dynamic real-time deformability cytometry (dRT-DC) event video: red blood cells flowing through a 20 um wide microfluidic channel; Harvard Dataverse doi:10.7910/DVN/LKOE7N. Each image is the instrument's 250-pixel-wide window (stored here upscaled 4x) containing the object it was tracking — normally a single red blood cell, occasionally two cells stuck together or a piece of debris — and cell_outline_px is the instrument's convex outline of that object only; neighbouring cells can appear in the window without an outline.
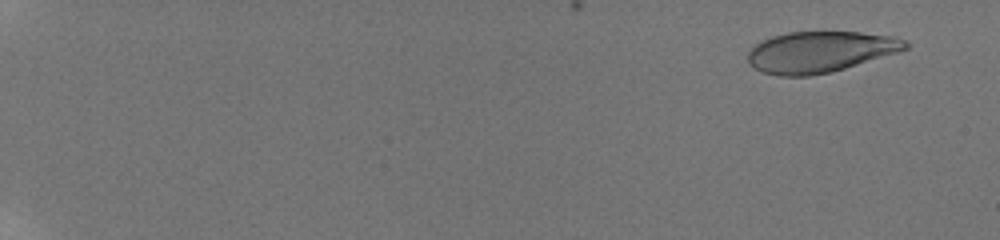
{"species": "human", "species_latin": "Homo sapiens", "temperature_condition": "room temperature", "stored_images_in_passage": 42, "camera_frame_rate_fps": 3000, "um_per_image_px": 0.085, "donor": {"sex": "male"}, "frame": {"image": 1, "passage_image": 3, "time_ms": 1.0, "image_size_px": [1000, 240], "cell_outline_px": [[908, 48], [896, 52], [832, 72], [808, 76], [780, 76], [764, 72], [748, 64], [748, 52], [756, 44], [772, 36], [788, 32], [860, 32], [896, 36], [904, 40], [908, 44]], "centroid_in_image_um": [69.7, 4.4], "position_along_channel_um": 15.3, "area_um2": 37.4}}
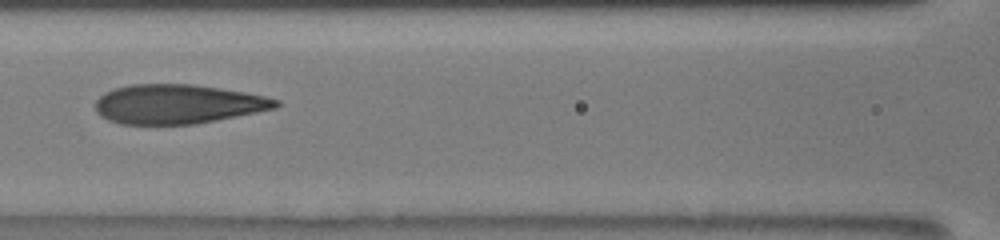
{"frame": {"image": 2, "passage_image": 23, "time_ms": 10.0, "image_size_px": [1000, 240], "cell_outline_px": [[280, 104], [276, 108], [196, 124], [120, 124], [108, 120], [100, 116], [96, 112], [96, 100], [104, 92], [116, 88], [132, 84], [192, 84], [220, 88], [244, 92], [264, 96], [280, 100]], "centroid_in_image_um": [15.09, 8.85], "position_along_channel_um": 151.5, "area_um2": 41.27}}
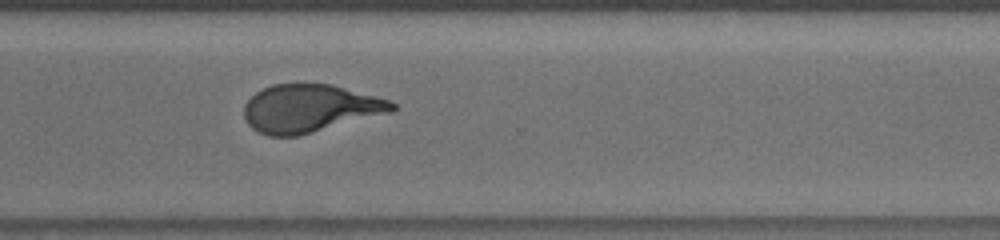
{"frame": {"image": 3, "passage_image": 33, "time_ms": 15.0, "image_size_px": [1000, 240], "cell_outline_px": [[396, 108], [392, 112], [296, 136], [268, 136], [252, 128], [248, 124], [244, 116], [244, 104], [256, 92], [272, 84], [304, 80], [332, 84], [388, 100], [396, 104]], "centroid_in_image_um": [26.3, 9.17], "position_along_channel_um": 344.3, "area_um2": 41.73}, "authors_computed_cell_mechanics": {"area_um2": 40.9224, "velocity_mm_per_s": 3.8722, "shape_relaxation_time_tau1_ms": 5.0633, "shape_relaxation_time_tau2_ms": 0.854, "deformation_change_tau1": 0.2167, "deformation_change_tau2": 0.087}}